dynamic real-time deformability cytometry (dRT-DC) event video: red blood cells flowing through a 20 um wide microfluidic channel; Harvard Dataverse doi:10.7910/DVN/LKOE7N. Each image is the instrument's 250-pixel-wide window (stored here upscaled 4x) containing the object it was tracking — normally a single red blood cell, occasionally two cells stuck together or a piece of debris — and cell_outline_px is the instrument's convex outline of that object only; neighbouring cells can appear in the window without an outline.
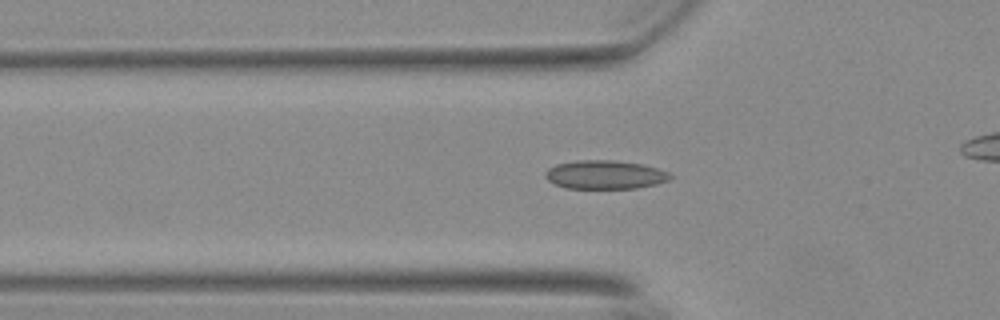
{"species": "Egyptian fruit bat (a non-hibernating species)", "species_latin": "Rousettus aegyptiacus", "temperature_condition": "warm", "stored_images_in_passage": 33, "camera_frame_rate_fps": 3000, "um_per_image_px": 0.085, "animal": {"sex": "female"}, "frame": {"image": 1, "passage_image": 6, "time_ms": 1.667, "image_size_px": [1000, 320], "cell_outline_px": [[676, 176], [668, 180], [656, 184], [636, 188], [568, 188], [556, 184], [548, 180], [544, 176], [544, 172], [548, 168], [556, 164], [576, 160], [612, 160], [644, 164], [668, 172]], "centroid_in_image_um": [51.43, 14.84], "position_along_channel_um": 74.4, "area_um2": 20.92}}
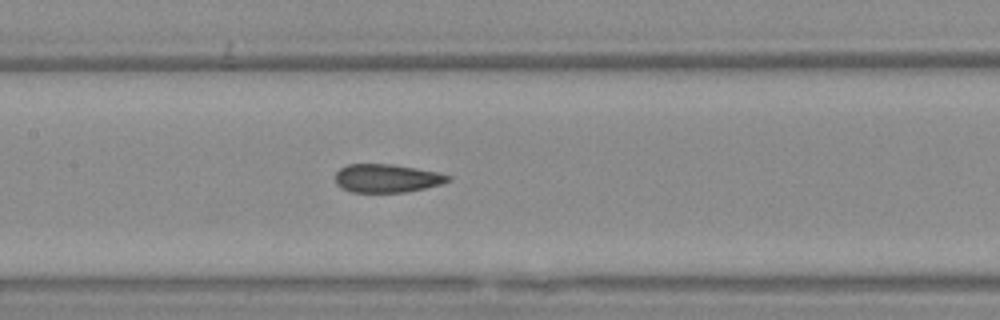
{"frame": {"image": 2, "passage_image": 14, "time_ms": 4.333, "image_size_px": [1000, 320], "cell_outline_px": [[452, 180], [440, 184], [424, 188], [404, 192], [352, 192], [336, 184], [336, 172], [340, 168], [348, 164], [392, 164], [436, 172], [452, 176]], "centroid_in_image_um": [32.88, 15.15], "position_along_channel_um": 174.5, "area_um2": 18.44}}
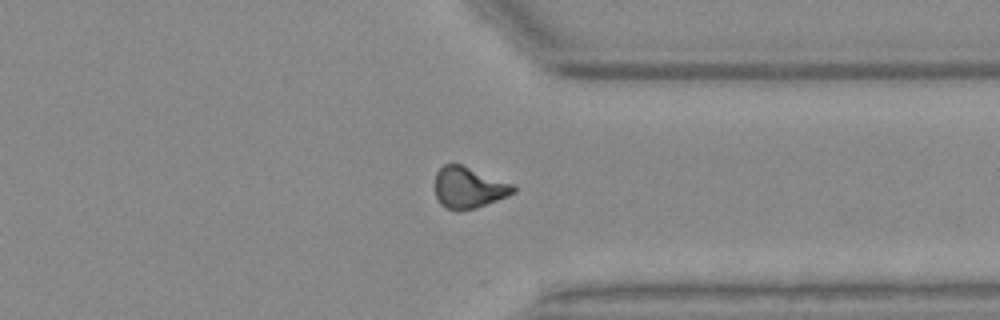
{"frame": {"image": 3, "passage_image": 30, "time_ms": 9.667, "image_size_px": [1000, 320], "cell_outline_px": [[516, 192], [508, 196], [476, 208], [456, 212], [440, 204], [436, 196], [436, 172], [444, 164], [460, 164], [512, 184], [516, 188]], "centroid_in_image_um": [39.83, 15.97], "position_along_channel_um": 371.6, "area_um2": 18.67}}